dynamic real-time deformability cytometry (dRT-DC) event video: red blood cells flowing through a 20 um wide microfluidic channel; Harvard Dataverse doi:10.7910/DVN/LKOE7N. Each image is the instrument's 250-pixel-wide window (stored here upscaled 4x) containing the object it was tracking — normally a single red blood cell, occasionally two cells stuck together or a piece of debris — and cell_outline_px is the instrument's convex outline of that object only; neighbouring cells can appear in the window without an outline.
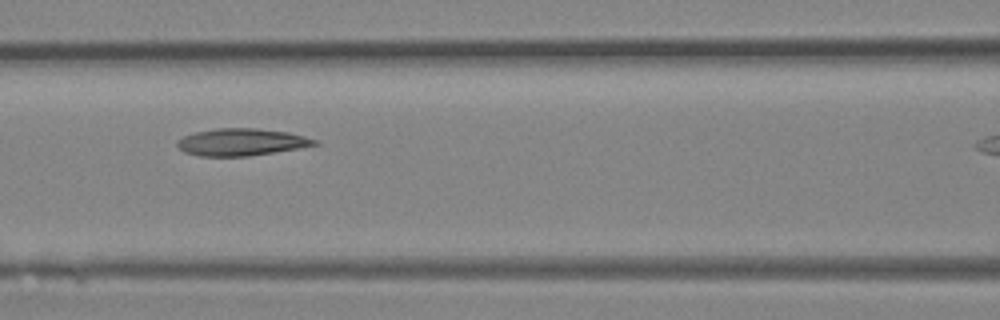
{"species": "Egyptian fruit bat (a non-hibernating species)", "species_latin": "Rousettus aegyptiacus", "temperature_condition": "room temperature", "stored_images_in_passage": 18, "camera_frame_rate_fps": 3000, "um_per_image_px": 0.085, "animal": {"sex": "female"}, "frame": {"image": 1, "passage_image": 13, "time_ms": 4.0, "image_size_px": [1000, 320], "cell_outline_px": [[320, 144], [248, 156], [200, 156], [184, 152], [176, 144], [176, 140], [184, 136], [196, 132], [216, 128], [256, 128], [288, 132], [320, 140]], "centroid_in_image_um": [20.52, 12.07], "position_along_channel_um": 146.1, "area_um2": 21.62}}
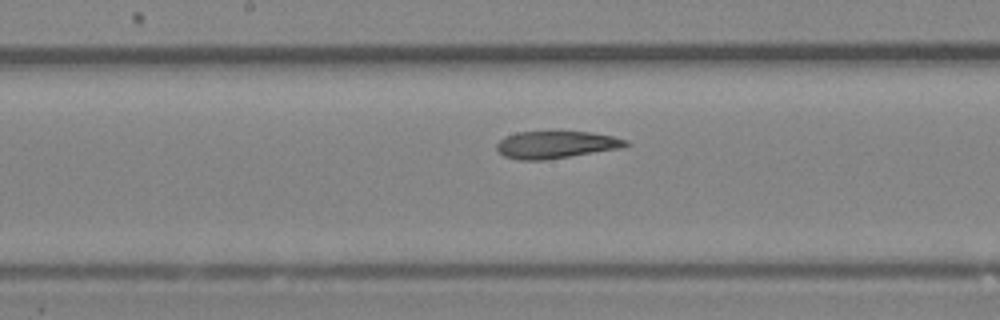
{"frame": {"image": 2, "passage_image": 16, "time_ms": 5.0, "image_size_px": [1000, 320], "cell_outline_px": [[632, 144], [624, 148], [544, 160], [520, 160], [504, 156], [496, 148], [496, 144], [504, 136], [516, 132], [592, 132], [612, 136], [628, 140]], "centroid_in_image_um": [47.3, 12.3], "position_along_channel_um": 200.9, "area_um2": 20.63}}